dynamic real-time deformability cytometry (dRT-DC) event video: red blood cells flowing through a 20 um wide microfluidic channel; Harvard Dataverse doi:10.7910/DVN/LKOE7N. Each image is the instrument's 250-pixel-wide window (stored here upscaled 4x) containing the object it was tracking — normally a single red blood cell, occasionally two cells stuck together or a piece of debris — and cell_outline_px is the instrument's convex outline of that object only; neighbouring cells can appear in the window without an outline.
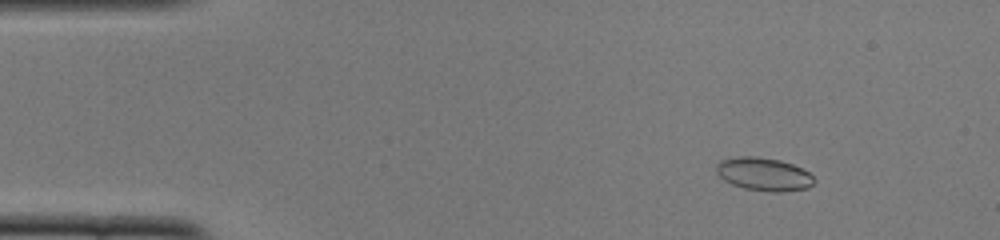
{"species": "common noctule bat (a hibernating species)", "species_latin": "Nyctalus noctula", "temperature_condition": "cold", "stored_images_in_passage": 52, "camera_frame_rate_fps": 3000, "um_per_image_px": 0.085, "animal": {"sex": "female", "body_mass_g": 22.0, "forearm_length_mm": 56.7}, "frame": {"image": 1, "passage_image": 7, "time_ms": 2.0, "image_size_px": [1000, 240], "cell_outline_px": [[816, 180], [808, 188], [780, 192], [768, 192], [744, 188], [732, 184], [724, 180], [716, 172], [716, 164], [720, 160], [736, 156], [756, 156], [780, 160], [792, 164], [808, 172]], "centroid_in_image_um": [64.9, 14.8], "position_along_channel_um": 20.1, "area_um2": 18.96}}
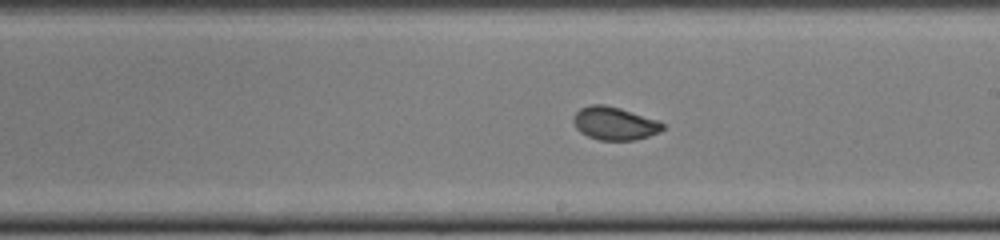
{"frame": {"image": 2, "passage_image": 30, "time_ms": 9.667, "image_size_px": [1000, 240], "cell_outline_px": [[664, 128], [660, 132], [636, 140], [600, 140], [588, 136], [580, 132], [576, 128], [572, 120], [572, 116], [580, 108], [588, 104], [604, 104], [620, 108], [656, 120], [664, 124]], "centroid_in_image_um": [52.19, 10.48], "position_along_channel_um": 236.8, "area_um2": 17.22}}
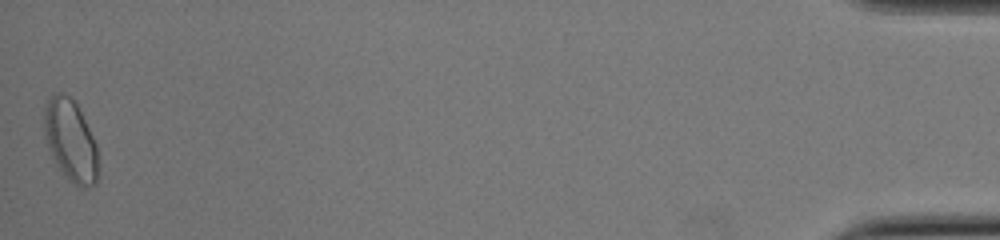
{"frame": {"image": 3, "passage_image": 52, "time_ms": 17.0, "image_size_px": [1000, 240], "cell_outline_px": [[96, 184], [84, 188], [80, 188], [68, 180], [56, 164], [48, 144], [44, 132], [44, 108], [48, 100], [56, 92], [64, 92], [76, 100], [96, 144]], "centroid_in_image_um": [5.99, 11.9], "position_along_channel_um": 429.2, "area_um2": 25.49}, "authors_computed_cell_mechanics": {"area_um2": 18.0625, "velocity_mm_per_s": 3.8869, "shape_relaxation_time_tau1_ms": 6.5859, "shape_relaxation_time_tau2_ms": null, "deformation_change_tau1": 0.1048, "deformation_change_tau2": null}}